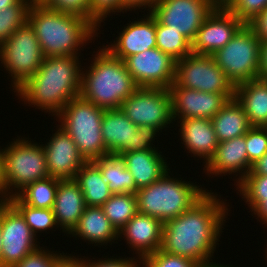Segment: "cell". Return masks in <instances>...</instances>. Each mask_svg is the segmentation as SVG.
I'll use <instances>...</instances> for the list:
<instances>
[{
  "label": "cell",
  "mask_w": 267,
  "mask_h": 267,
  "mask_svg": "<svg viewBox=\"0 0 267 267\" xmlns=\"http://www.w3.org/2000/svg\"><path fill=\"white\" fill-rule=\"evenodd\" d=\"M120 109L137 127L150 126L162 132L174 123L169 88L138 87Z\"/></svg>",
  "instance_id": "7c38bea8"
},
{
  "label": "cell",
  "mask_w": 267,
  "mask_h": 267,
  "mask_svg": "<svg viewBox=\"0 0 267 267\" xmlns=\"http://www.w3.org/2000/svg\"><path fill=\"white\" fill-rule=\"evenodd\" d=\"M29 5L17 3L0 11V44L27 22Z\"/></svg>",
  "instance_id": "e575fe53"
},
{
  "label": "cell",
  "mask_w": 267,
  "mask_h": 267,
  "mask_svg": "<svg viewBox=\"0 0 267 267\" xmlns=\"http://www.w3.org/2000/svg\"><path fill=\"white\" fill-rule=\"evenodd\" d=\"M211 121L218 142L245 135L251 128L244 108L236 98L228 100Z\"/></svg>",
  "instance_id": "4316f807"
},
{
  "label": "cell",
  "mask_w": 267,
  "mask_h": 267,
  "mask_svg": "<svg viewBox=\"0 0 267 267\" xmlns=\"http://www.w3.org/2000/svg\"><path fill=\"white\" fill-rule=\"evenodd\" d=\"M251 127H267V80L256 78L235 86Z\"/></svg>",
  "instance_id": "484cf974"
},
{
  "label": "cell",
  "mask_w": 267,
  "mask_h": 267,
  "mask_svg": "<svg viewBox=\"0 0 267 267\" xmlns=\"http://www.w3.org/2000/svg\"><path fill=\"white\" fill-rule=\"evenodd\" d=\"M42 144L45 150L47 171L50 177L75 179L77 172L87 162L77 145L61 127Z\"/></svg>",
  "instance_id": "ac0fdd59"
},
{
  "label": "cell",
  "mask_w": 267,
  "mask_h": 267,
  "mask_svg": "<svg viewBox=\"0 0 267 267\" xmlns=\"http://www.w3.org/2000/svg\"><path fill=\"white\" fill-rule=\"evenodd\" d=\"M248 174H259L267 176V152L254 164Z\"/></svg>",
  "instance_id": "bcb514c9"
},
{
  "label": "cell",
  "mask_w": 267,
  "mask_h": 267,
  "mask_svg": "<svg viewBox=\"0 0 267 267\" xmlns=\"http://www.w3.org/2000/svg\"><path fill=\"white\" fill-rule=\"evenodd\" d=\"M20 137L2 149L7 201L30 183L49 176L42 143Z\"/></svg>",
  "instance_id": "52a82bcc"
},
{
  "label": "cell",
  "mask_w": 267,
  "mask_h": 267,
  "mask_svg": "<svg viewBox=\"0 0 267 267\" xmlns=\"http://www.w3.org/2000/svg\"><path fill=\"white\" fill-rule=\"evenodd\" d=\"M30 7L43 6L48 0H24Z\"/></svg>",
  "instance_id": "db71d44e"
},
{
  "label": "cell",
  "mask_w": 267,
  "mask_h": 267,
  "mask_svg": "<svg viewBox=\"0 0 267 267\" xmlns=\"http://www.w3.org/2000/svg\"><path fill=\"white\" fill-rule=\"evenodd\" d=\"M213 9L208 0H156L150 13L192 43Z\"/></svg>",
  "instance_id": "5bb4252c"
},
{
  "label": "cell",
  "mask_w": 267,
  "mask_h": 267,
  "mask_svg": "<svg viewBox=\"0 0 267 267\" xmlns=\"http://www.w3.org/2000/svg\"><path fill=\"white\" fill-rule=\"evenodd\" d=\"M2 251V236H1V223H0V256Z\"/></svg>",
  "instance_id": "11a10c76"
},
{
  "label": "cell",
  "mask_w": 267,
  "mask_h": 267,
  "mask_svg": "<svg viewBox=\"0 0 267 267\" xmlns=\"http://www.w3.org/2000/svg\"><path fill=\"white\" fill-rule=\"evenodd\" d=\"M265 8L267 0H235L228 10L247 24Z\"/></svg>",
  "instance_id": "60d3db41"
},
{
  "label": "cell",
  "mask_w": 267,
  "mask_h": 267,
  "mask_svg": "<svg viewBox=\"0 0 267 267\" xmlns=\"http://www.w3.org/2000/svg\"><path fill=\"white\" fill-rule=\"evenodd\" d=\"M121 156L138 189L156 182L170 170L166 157L159 150L130 151Z\"/></svg>",
  "instance_id": "cb8c5ba5"
},
{
  "label": "cell",
  "mask_w": 267,
  "mask_h": 267,
  "mask_svg": "<svg viewBox=\"0 0 267 267\" xmlns=\"http://www.w3.org/2000/svg\"><path fill=\"white\" fill-rule=\"evenodd\" d=\"M80 258L83 260L85 267H142L141 260L135 258L134 256L133 258L132 257L116 258L112 256V258L111 257L104 259L100 258L99 260L98 259L90 260V258L88 259V257L86 258L85 256L83 258L82 257Z\"/></svg>",
  "instance_id": "b9f144b4"
},
{
  "label": "cell",
  "mask_w": 267,
  "mask_h": 267,
  "mask_svg": "<svg viewBox=\"0 0 267 267\" xmlns=\"http://www.w3.org/2000/svg\"><path fill=\"white\" fill-rule=\"evenodd\" d=\"M170 172L168 170L156 182L136 192L138 212L157 218L162 223L189 210L208 192L196 182L171 177Z\"/></svg>",
  "instance_id": "5b68a950"
},
{
  "label": "cell",
  "mask_w": 267,
  "mask_h": 267,
  "mask_svg": "<svg viewBox=\"0 0 267 267\" xmlns=\"http://www.w3.org/2000/svg\"><path fill=\"white\" fill-rule=\"evenodd\" d=\"M59 181L58 178L48 176L30 183L16 196L25 205L53 209Z\"/></svg>",
  "instance_id": "f546056e"
},
{
  "label": "cell",
  "mask_w": 267,
  "mask_h": 267,
  "mask_svg": "<svg viewBox=\"0 0 267 267\" xmlns=\"http://www.w3.org/2000/svg\"><path fill=\"white\" fill-rule=\"evenodd\" d=\"M162 229L159 219L137 212L119 231V238L123 237L134 254H138L137 259L142 260L161 248Z\"/></svg>",
  "instance_id": "44dd1931"
},
{
  "label": "cell",
  "mask_w": 267,
  "mask_h": 267,
  "mask_svg": "<svg viewBox=\"0 0 267 267\" xmlns=\"http://www.w3.org/2000/svg\"><path fill=\"white\" fill-rule=\"evenodd\" d=\"M214 9H228L235 0H208Z\"/></svg>",
  "instance_id": "f907efd6"
},
{
  "label": "cell",
  "mask_w": 267,
  "mask_h": 267,
  "mask_svg": "<svg viewBox=\"0 0 267 267\" xmlns=\"http://www.w3.org/2000/svg\"><path fill=\"white\" fill-rule=\"evenodd\" d=\"M75 180L82 190L86 206L101 207L113 194L93 161H87L80 168Z\"/></svg>",
  "instance_id": "f1b7e54d"
},
{
  "label": "cell",
  "mask_w": 267,
  "mask_h": 267,
  "mask_svg": "<svg viewBox=\"0 0 267 267\" xmlns=\"http://www.w3.org/2000/svg\"><path fill=\"white\" fill-rule=\"evenodd\" d=\"M244 24L228 9H213L192 41V53L213 55L223 48Z\"/></svg>",
  "instance_id": "2e32d148"
},
{
  "label": "cell",
  "mask_w": 267,
  "mask_h": 267,
  "mask_svg": "<svg viewBox=\"0 0 267 267\" xmlns=\"http://www.w3.org/2000/svg\"><path fill=\"white\" fill-rule=\"evenodd\" d=\"M173 121L185 118L212 119L228 102L223 94L200 92L180 87L175 82L169 87Z\"/></svg>",
  "instance_id": "e0dca14e"
},
{
  "label": "cell",
  "mask_w": 267,
  "mask_h": 267,
  "mask_svg": "<svg viewBox=\"0 0 267 267\" xmlns=\"http://www.w3.org/2000/svg\"><path fill=\"white\" fill-rule=\"evenodd\" d=\"M79 60V56L44 57L37 72L13 92L24 104L56 117L80 94L83 66Z\"/></svg>",
  "instance_id": "7a4b0ae2"
},
{
  "label": "cell",
  "mask_w": 267,
  "mask_h": 267,
  "mask_svg": "<svg viewBox=\"0 0 267 267\" xmlns=\"http://www.w3.org/2000/svg\"><path fill=\"white\" fill-rule=\"evenodd\" d=\"M101 133L108 153L158 150L153 145L158 128L134 125L120 108L104 109ZM158 132V133H157Z\"/></svg>",
  "instance_id": "30bf717a"
},
{
  "label": "cell",
  "mask_w": 267,
  "mask_h": 267,
  "mask_svg": "<svg viewBox=\"0 0 267 267\" xmlns=\"http://www.w3.org/2000/svg\"><path fill=\"white\" fill-rule=\"evenodd\" d=\"M104 108L95 106L80 95L67 103L56 116L61 127L77 145L86 161L108 153L101 133Z\"/></svg>",
  "instance_id": "8992f818"
},
{
  "label": "cell",
  "mask_w": 267,
  "mask_h": 267,
  "mask_svg": "<svg viewBox=\"0 0 267 267\" xmlns=\"http://www.w3.org/2000/svg\"><path fill=\"white\" fill-rule=\"evenodd\" d=\"M17 3H26L24 0H0V11Z\"/></svg>",
  "instance_id": "816d5d0a"
},
{
  "label": "cell",
  "mask_w": 267,
  "mask_h": 267,
  "mask_svg": "<svg viewBox=\"0 0 267 267\" xmlns=\"http://www.w3.org/2000/svg\"><path fill=\"white\" fill-rule=\"evenodd\" d=\"M69 234L88 244H96L94 246H105L109 242L112 245L119 238V232L104 214L102 207L97 206H86L78 224Z\"/></svg>",
  "instance_id": "d4e9b609"
},
{
  "label": "cell",
  "mask_w": 267,
  "mask_h": 267,
  "mask_svg": "<svg viewBox=\"0 0 267 267\" xmlns=\"http://www.w3.org/2000/svg\"><path fill=\"white\" fill-rule=\"evenodd\" d=\"M78 257L79 255L76 257L68 254L56 265V267H85L83 260Z\"/></svg>",
  "instance_id": "7dc6e473"
},
{
  "label": "cell",
  "mask_w": 267,
  "mask_h": 267,
  "mask_svg": "<svg viewBox=\"0 0 267 267\" xmlns=\"http://www.w3.org/2000/svg\"><path fill=\"white\" fill-rule=\"evenodd\" d=\"M174 82L180 87L200 92L223 94L228 100L235 98V86L212 55L191 53L176 61Z\"/></svg>",
  "instance_id": "8fae6325"
},
{
  "label": "cell",
  "mask_w": 267,
  "mask_h": 267,
  "mask_svg": "<svg viewBox=\"0 0 267 267\" xmlns=\"http://www.w3.org/2000/svg\"><path fill=\"white\" fill-rule=\"evenodd\" d=\"M2 251L0 267H14L40 248L38 238L20 212L9 202H0ZM37 241V242H36Z\"/></svg>",
  "instance_id": "4fadbf2b"
},
{
  "label": "cell",
  "mask_w": 267,
  "mask_h": 267,
  "mask_svg": "<svg viewBox=\"0 0 267 267\" xmlns=\"http://www.w3.org/2000/svg\"><path fill=\"white\" fill-rule=\"evenodd\" d=\"M248 160L254 164L267 152V127H251L245 134Z\"/></svg>",
  "instance_id": "d590c367"
},
{
  "label": "cell",
  "mask_w": 267,
  "mask_h": 267,
  "mask_svg": "<svg viewBox=\"0 0 267 267\" xmlns=\"http://www.w3.org/2000/svg\"><path fill=\"white\" fill-rule=\"evenodd\" d=\"M101 207L119 232L138 212L137 197L133 193L112 194Z\"/></svg>",
  "instance_id": "4dcf8cb0"
},
{
  "label": "cell",
  "mask_w": 267,
  "mask_h": 267,
  "mask_svg": "<svg viewBox=\"0 0 267 267\" xmlns=\"http://www.w3.org/2000/svg\"><path fill=\"white\" fill-rule=\"evenodd\" d=\"M43 6L61 13L77 15L91 23L90 0H48Z\"/></svg>",
  "instance_id": "f35d334b"
},
{
  "label": "cell",
  "mask_w": 267,
  "mask_h": 267,
  "mask_svg": "<svg viewBox=\"0 0 267 267\" xmlns=\"http://www.w3.org/2000/svg\"><path fill=\"white\" fill-rule=\"evenodd\" d=\"M251 167L246 151L245 135H242L218 142L215 153L204 165L203 171L205 170L204 173L212 177L233 174L235 177L233 180L236 181L234 183L237 185L250 172Z\"/></svg>",
  "instance_id": "ffe728a7"
},
{
  "label": "cell",
  "mask_w": 267,
  "mask_h": 267,
  "mask_svg": "<svg viewBox=\"0 0 267 267\" xmlns=\"http://www.w3.org/2000/svg\"><path fill=\"white\" fill-rule=\"evenodd\" d=\"M261 42L267 41V8L247 23Z\"/></svg>",
  "instance_id": "7bdbcfd3"
},
{
  "label": "cell",
  "mask_w": 267,
  "mask_h": 267,
  "mask_svg": "<svg viewBox=\"0 0 267 267\" xmlns=\"http://www.w3.org/2000/svg\"><path fill=\"white\" fill-rule=\"evenodd\" d=\"M261 41L244 24L235 36L212 56L234 86L259 78Z\"/></svg>",
  "instance_id": "ba28073f"
},
{
  "label": "cell",
  "mask_w": 267,
  "mask_h": 267,
  "mask_svg": "<svg viewBox=\"0 0 267 267\" xmlns=\"http://www.w3.org/2000/svg\"><path fill=\"white\" fill-rule=\"evenodd\" d=\"M142 267H198L195 261L168 254L162 250L155 251L141 260Z\"/></svg>",
  "instance_id": "8d00e7d4"
},
{
  "label": "cell",
  "mask_w": 267,
  "mask_h": 267,
  "mask_svg": "<svg viewBox=\"0 0 267 267\" xmlns=\"http://www.w3.org/2000/svg\"><path fill=\"white\" fill-rule=\"evenodd\" d=\"M143 17L127 23L121 32H117L116 40L103 47L123 61L130 55L156 48L155 17L150 12Z\"/></svg>",
  "instance_id": "d6986e66"
},
{
  "label": "cell",
  "mask_w": 267,
  "mask_h": 267,
  "mask_svg": "<svg viewBox=\"0 0 267 267\" xmlns=\"http://www.w3.org/2000/svg\"><path fill=\"white\" fill-rule=\"evenodd\" d=\"M93 162L99 167L102 177L113 194H136L138 188L132 174L126 169L125 160L121 155L107 153L98 159H94Z\"/></svg>",
  "instance_id": "83f0119b"
},
{
  "label": "cell",
  "mask_w": 267,
  "mask_h": 267,
  "mask_svg": "<svg viewBox=\"0 0 267 267\" xmlns=\"http://www.w3.org/2000/svg\"><path fill=\"white\" fill-rule=\"evenodd\" d=\"M23 216L33 234L37 237V233L42 231L47 233L50 229L58 228L55 221L53 209L35 208L25 205L17 196L10 197L8 200Z\"/></svg>",
  "instance_id": "d6a6232c"
},
{
  "label": "cell",
  "mask_w": 267,
  "mask_h": 267,
  "mask_svg": "<svg viewBox=\"0 0 267 267\" xmlns=\"http://www.w3.org/2000/svg\"><path fill=\"white\" fill-rule=\"evenodd\" d=\"M235 186L251 212L267 197V176L247 174Z\"/></svg>",
  "instance_id": "836d02e7"
},
{
  "label": "cell",
  "mask_w": 267,
  "mask_h": 267,
  "mask_svg": "<svg viewBox=\"0 0 267 267\" xmlns=\"http://www.w3.org/2000/svg\"><path fill=\"white\" fill-rule=\"evenodd\" d=\"M91 6V24L99 30L101 23L105 18L117 12L123 13V1L122 0H90Z\"/></svg>",
  "instance_id": "ab89813d"
},
{
  "label": "cell",
  "mask_w": 267,
  "mask_h": 267,
  "mask_svg": "<svg viewBox=\"0 0 267 267\" xmlns=\"http://www.w3.org/2000/svg\"><path fill=\"white\" fill-rule=\"evenodd\" d=\"M27 22L35 31L44 57L81 56L79 50L100 34L88 20L44 6L29 7Z\"/></svg>",
  "instance_id": "3957f363"
},
{
  "label": "cell",
  "mask_w": 267,
  "mask_h": 267,
  "mask_svg": "<svg viewBox=\"0 0 267 267\" xmlns=\"http://www.w3.org/2000/svg\"><path fill=\"white\" fill-rule=\"evenodd\" d=\"M156 47L175 61L192 53V43L178 31L161 24L155 18Z\"/></svg>",
  "instance_id": "1f68e13d"
},
{
  "label": "cell",
  "mask_w": 267,
  "mask_h": 267,
  "mask_svg": "<svg viewBox=\"0 0 267 267\" xmlns=\"http://www.w3.org/2000/svg\"><path fill=\"white\" fill-rule=\"evenodd\" d=\"M198 267H234L232 265H224V264H220V263H216V262H209V263H206V264H200L198 265Z\"/></svg>",
  "instance_id": "f5cc1de1"
},
{
  "label": "cell",
  "mask_w": 267,
  "mask_h": 267,
  "mask_svg": "<svg viewBox=\"0 0 267 267\" xmlns=\"http://www.w3.org/2000/svg\"><path fill=\"white\" fill-rule=\"evenodd\" d=\"M123 1V13L124 11H132L139 9H146L150 12L154 6L156 0H122Z\"/></svg>",
  "instance_id": "ee69618b"
},
{
  "label": "cell",
  "mask_w": 267,
  "mask_h": 267,
  "mask_svg": "<svg viewBox=\"0 0 267 267\" xmlns=\"http://www.w3.org/2000/svg\"><path fill=\"white\" fill-rule=\"evenodd\" d=\"M252 212V214L257 217L256 219L260 223L265 224L264 226H267V197Z\"/></svg>",
  "instance_id": "c3c4849f"
},
{
  "label": "cell",
  "mask_w": 267,
  "mask_h": 267,
  "mask_svg": "<svg viewBox=\"0 0 267 267\" xmlns=\"http://www.w3.org/2000/svg\"><path fill=\"white\" fill-rule=\"evenodd\" d=\"M227 207L221 195L208 190L189 210L163 223L160 250L199 265L214 261L212 256L230 211Z\"/></svg>",
  "instance_id": "6da1fadb"
},
{
  "label": "cell",
  "mask_w": 267,
  "mask_h": 267,
  "mask_svg": "<svg viewBox=\"0 0 267 267\" xmlns=\"http://www.w3.org/2000/svg\"><path fill=\"white\" fill-rule=\"evenodd\" d=\"M259 78L267 80V41L261 42L259 59Z\"/></svg>",
  "instance_id": "f6af8a7d"
},
{
  "label": "cell",
  "mask_w": 267,
  "mask_h": 267,
  "mask_svg": "<svg viewBox=\"0 0 267 267\" xmlns=\"http://www.w3.org/2000/svg\"><path fill=\"white\" fill-rule=\"evenodd\" d=\"M43 60L35 31L28 22L0 44V64L12 77L14 91L37 72Z\"/></svg>",
  "instance_id": "9c48e42d"
},
{
  "label": "cell",
  "mask_w": 267,
  "mask_h": 267,
  "mask_svg": "<svg viewBox=\"0 0 267 267\" xmlns=\"http://www.w3.org/2000/svg\"><path fill=\"white\" fill-rule=\"evenodd\" d=\"M85 208L86 204L79 183L75 179H60L53 206L57 227L69 236Z\"/></svg>",
  "instance_id": "603a6c76"
},
{
  "label": "cell",
  "mask_w": 267,
  "mask_h": 267,
  "mask_svg": "<svg viewBox=\"0 0 267 267\" xmlns=\"http://www.w3.org/2000/svg\"><path fill=\"white\" fill-rule=\"evenodd\" d=\"M180 123L181 142L187 149V153L193 157L204 160L206 164L215 153L218 140L211 119L185 118L177 120Z\"/></svg>",
  "instance_id": "7402d4cb"
},
{
  "label": "cell",
  "mask_w": 267,
  "mask_h": 267,
  "mask_svg": "<svg viewBox=\"0 0 267 267\" xmlns=\"http://www.w3.org/2000/svg\"><path fill=\"white\" fill-rule=\"evenodd\" d=\"M124 62L138 87L169 88L175 81L176 61L157 47L130 55Z\"/></svg>",
  "instance_id": "9a60e30c"
},
{
  "label": "cell",
  "mask_w": 267,
  "mask_h": 267,
  "mask_svg": "<svg viewBox=\"0 0 267 267\" xmlns=\"http://www.w3.org/2000/svg\"><path fill=\"white\" fill-rule=\"evenodd\" d=\"M44 249V250H43ZM55 252V253H54ZM67 255L64 252L57 253L51 249L40 247L33 253L24 257L14 267H56V265Z\"/></svg>",
  "instance_id": "74e56055"
},
{
  "label": "cell",
  "mask_w": 267,
  "mask_h": 267,
  "mask_svg": "<svg viewBox=\"0 0 267 267\" xmlns=\"http://www.w3.org/2000/svg\"><path fill=\"white\" fill-rule=\"evenodd\" d=\"M99 48L90 66L86 70L82 68L79 95L104 109L120 108L138 86L123 60L113 56L103 46Z\"/></svg>",
  "instance_id": "277c9868"
},
{
  "label": "cell",
  "mask_w": 267,
  "mask_h": 267,
  "mask_svg": "<svg viewBox=\"0 0 267 267\" xmlns=\"http://www.w3.org/2000/svg\"><path fill=\"white\" fill-rule=\"evenodd\" d=\"M7 201V189L4 179L3 152L0 146V202Z\"/></svg>",
  "instance_id": "681fc988"
}]
</instances>
